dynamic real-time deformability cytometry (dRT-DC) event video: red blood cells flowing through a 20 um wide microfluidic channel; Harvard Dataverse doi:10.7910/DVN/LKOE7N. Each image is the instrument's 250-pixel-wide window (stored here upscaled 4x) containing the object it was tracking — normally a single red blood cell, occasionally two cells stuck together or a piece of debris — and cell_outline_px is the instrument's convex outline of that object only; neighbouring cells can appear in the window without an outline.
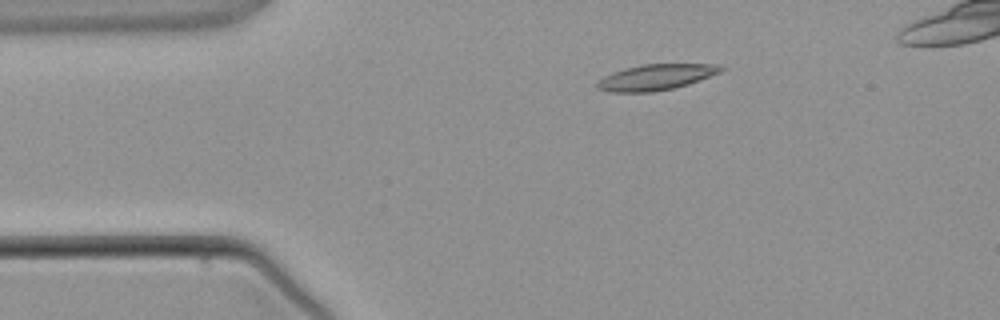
{"species": "common noctule bat (a hibernating species)", "species_latin": "Nyctalus noctula", "temperature_condition": "warm", "stored_images_in_passage": 4, "camera_frame_rate_fps": 3000, "um_per_image_px": 0.085, "animal": {"sex": "male", "body_mass_g": 21.5, "forearm_length_mm": 52.0}, "frame": {"image": 1, "passage_image": 2, "time_ms": 1.333, "image_size_px": [1000, 320], "cell_outline_px": [[724, 68], [720, 72], [700, 80], [688, 84], [672, 88], [652, 92], [608, 92], [596, 88], [596, 84], [604, 76], [624, 68], [644, 64], [716, 64]], "centroid_in_image_um": [55.73, 6.56], "position_along_channel_um": 29.3, "area_um2": 18.44}}